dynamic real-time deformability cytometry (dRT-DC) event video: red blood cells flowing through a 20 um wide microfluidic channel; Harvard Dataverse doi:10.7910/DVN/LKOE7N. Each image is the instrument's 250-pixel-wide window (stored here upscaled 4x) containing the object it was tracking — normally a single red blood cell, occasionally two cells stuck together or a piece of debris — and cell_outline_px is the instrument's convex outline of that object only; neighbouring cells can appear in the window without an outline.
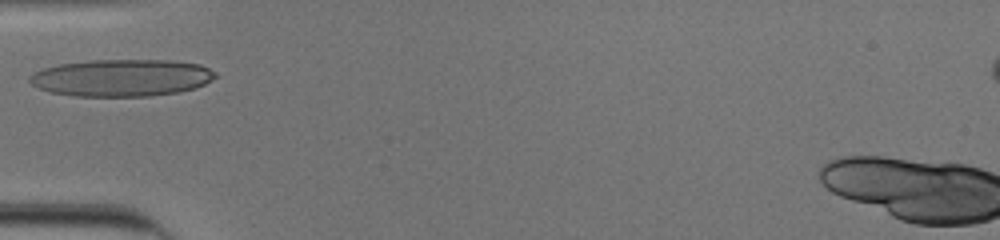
{"species": "human", "species_latin": "Homo sapiens", "temperature_condition": "cold", "stored_images_in_passage": 24, "camera_frame_rate_fps": 3000, "um_per_image_px": 0.085, "donor": {"sex": "male"}, "frame": {"image": 1, "passage_image": 1, "time_ms": 0.0, "image_size_px": [1000, 240], "cell_outline_px": [[216, 76], [212, 80], [196, 88], [176, 92], [148, 96], [76, 96], [52, 92], [40, 88], [32, 84], [28, 80], [28, 76], [40, 68], [60, 64], [92, 60], [168, 60], [200, 64], [216, 72]], "centroid_in_image_um": [10.32, 6.6], "position_along_channel_um": 74.7, "area_um2": 40.11}}
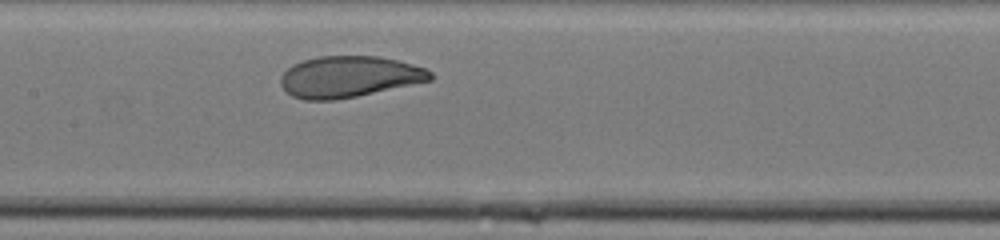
{"frame": {"image": 2, "passage_image": 9, "time_ms": 2.667, "image_size_px": [1000, 240], "cell_outline_px": [[432, 80], [356, 96], [332, 100], [304, 100], [292, 96], [280, 84], [280, 76], [288, 68], [304, 60], [320, 56], [380, 56], [412, 64], [424, 68], [432, 72]], "centroid_in_image_um": [29.66, 6.52], "position_along_channel_um": 177.7, "area_um2": 35.66}}
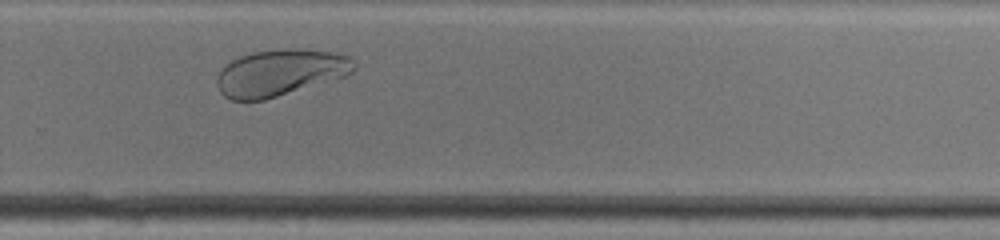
{"frame": {"image": 3, "passage_image": 19, "time_ms": 6.0, "image_size_px": [1000, 240], "cell_outline_px": [[356, 68], [352, 72], [344, 76], [264, 100], [232, 100], [224, 96], [220, 92], [216, 84], [216, 80], [220, 72], [232, 60], [240, 56], [252, 52], [284, 48], [296, 48], [332, 52], [348, 56], [356, 64]], "centroid_in_image_um": [23.8, 6.17], "position_along_channel_um": 306.0, "area_um2": 36.82}}